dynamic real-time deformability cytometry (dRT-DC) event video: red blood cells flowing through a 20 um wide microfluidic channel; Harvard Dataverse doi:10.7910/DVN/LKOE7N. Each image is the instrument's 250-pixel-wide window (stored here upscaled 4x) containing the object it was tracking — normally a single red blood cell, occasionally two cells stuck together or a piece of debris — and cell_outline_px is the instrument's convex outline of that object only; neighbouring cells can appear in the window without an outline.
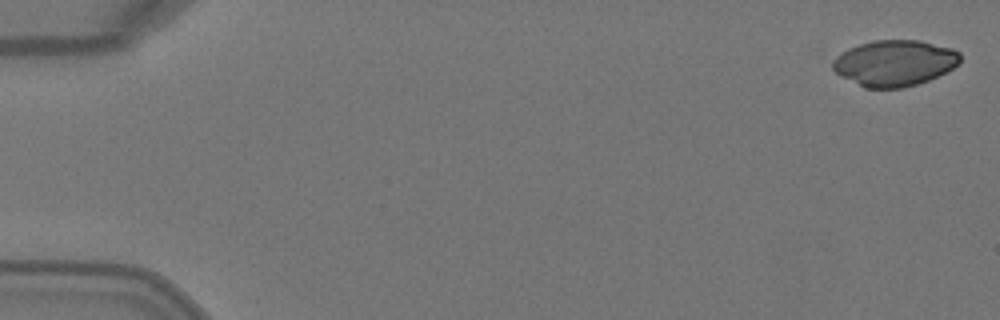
{"species": "Egyptian fruit bat (a non-hibernating species)", "species_latin": "Rousettus aegyptiacus", "temperature_condition": "warm", "stored_images_in_passage": 6, "camera_frame_rate_fps": 3000, "um_per_image_px": 0.085, "animal": {"sex": "female"}, "frame": {"image": 1, "passage_image": 1, "time_ms": 0.0, "image_size_px": [1000, 320], "cell_outline_px": [[960, 60], [952, 68], [928, 80], [904, 88], [864, 88], [840, 76], [832, 68], [832, 60], [836, 56], [848, 48], [872, 40], [920, 40], [952, 48], [960, 52]], "centroid_in_image_um": [76.0, 5.35], "position_along_channel_um": 9.0, "area_um2": 34.16}}